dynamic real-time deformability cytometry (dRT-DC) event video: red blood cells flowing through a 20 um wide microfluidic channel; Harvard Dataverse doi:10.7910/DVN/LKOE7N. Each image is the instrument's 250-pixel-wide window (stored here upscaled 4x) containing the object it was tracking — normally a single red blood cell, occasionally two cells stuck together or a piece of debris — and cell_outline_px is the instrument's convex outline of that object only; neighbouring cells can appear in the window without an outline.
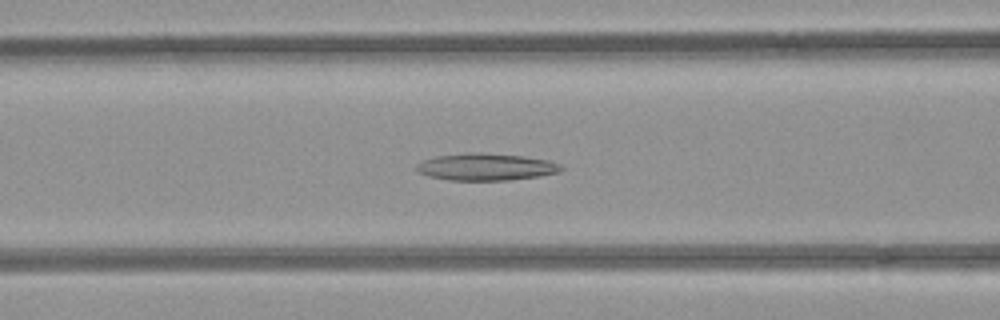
{"species": "common noctule bat (a hibernating species)", "species_latin": "Nyctalus noctula", "temperature_condition": "room temperature", "stored_images_in_passage": 52, "camera_frame_rate_fps": 3000, "um_per_image_px": 0.085, "animal": {"sex": "female", "body_mass_g": 21.9}, "frame": {"image": 1, "passage_image": 21, "time_ms": 6.667, "image_size_px": [1000, 320], "cell_outline_px": [[564, 168], [560, 172], [540, 176], [508, 180], [448, 180], [428, 176], [420, 172], [416, 168], [416, 164], [424, 160], [436, 156], [468, 152], [480, 152], [520, 156], [548, 160], [560, 164]], "centroid_in_image_um": [41.31, 14.18], "position_along_channel_um": 125.3, "area_um2": 22.77}}
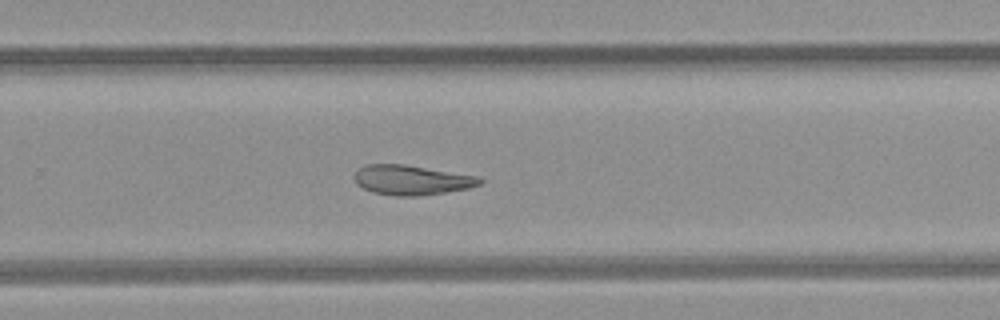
{"frame": {"image": 2, "passage_image": 34, "time_ms": 11.0, "image_size_px": [1000, 320], "cell_outline_px": [[484, 180], [480, 184], [468, 188], [420, 196], [396, 196], [372, 192], [356, 184], [352, 176], [360, 168], [368, 164], [404, 164], [480, 176]], "centroid_in_image_um": [34.99, 15.3], "position_along_channel_um": 294.8, "area_um2": 21.85}}
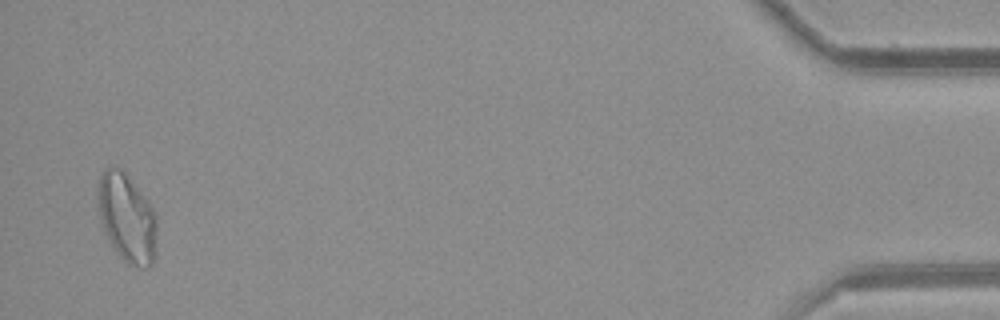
{"frame": {"image": 3, "passage_image": 51, "time_ms": 16.667, "image_size_px": [1000, 320], "cell_outline_px": [[156, 252], [152, 264], [148, 268], [144, 268], [128, 264], [116, 252], [104, 228], [96, 204], [96, 196], [100, 176], [104, 168], [120, 168], [124, 172], [152, 208], [156, 216]], "centroid_in_image_um": [10.78, 18.55], "position_along_channel_um": 424.4, "area_um2": 30.06}}